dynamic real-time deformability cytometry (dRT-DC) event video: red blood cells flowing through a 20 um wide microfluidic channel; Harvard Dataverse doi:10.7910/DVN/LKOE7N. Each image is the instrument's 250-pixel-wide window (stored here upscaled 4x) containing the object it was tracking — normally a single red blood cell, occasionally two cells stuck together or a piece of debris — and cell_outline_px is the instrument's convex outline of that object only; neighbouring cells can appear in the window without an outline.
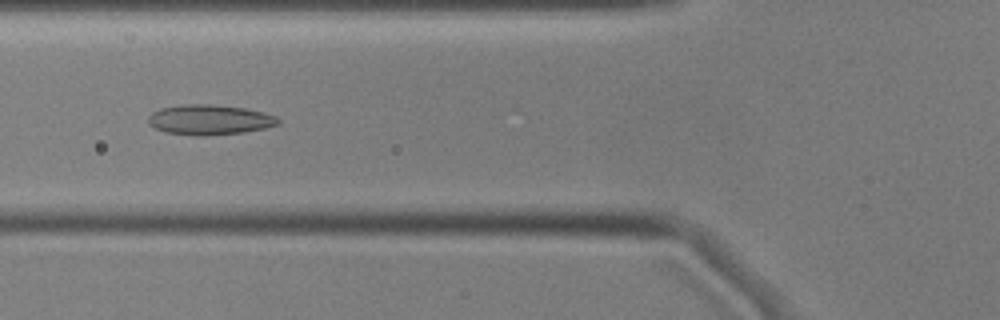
{"species": "common noctule bat (a hibernating species)", "species_latin": "Nyctalus noctula", "temperature_condition": "cold", "stored_images_in_passage": 55, "camera_frame_rate_fps": 3000, "um_per_image_px": 0.085, "animal": {"sex": "male", "body_mass_g": 17.9, "forearm_length_mm": 54.2}, "frame": {"image": 1, "passage_image": 20, "time_ms": 6.333, "image_size_px": [1000, 320], "cell_outline_px": [[280, 124], [264, 128], [244, 132], [204, 136], [196, 136], [164, 132], [148, 124], [148, 116], [152, 112], [160, 108], [180, 104], [212, 104], [244, 108], [264, 112], [276, 116], [280, 120]], "centroid_in_image_um": [17.8, 10.17], "position_along_channel_um": 108.0, "area_um2": 23.0}}
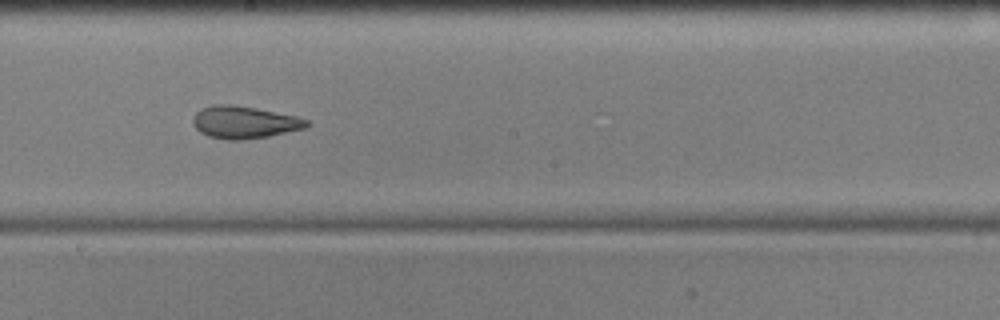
{"frame": {"image": 2, "passage_image": 30, "time_ms": 9.667, "image_size_px": [1000, 320], "cell_outline_px": [[308, 124], [304, 128], [268, 136], [240, 140], [228, 140], [208, 136], [200, 132], [192, 124], [192, 120], [196, 112], [200, 108], [212, 104], [232, 104], [256, 108], [300, 116], [308, 120]], "centroid_in_image_um": [20.74, 10.37], "position_along_channel_um": 227.5, "area_um2": 21.56}}
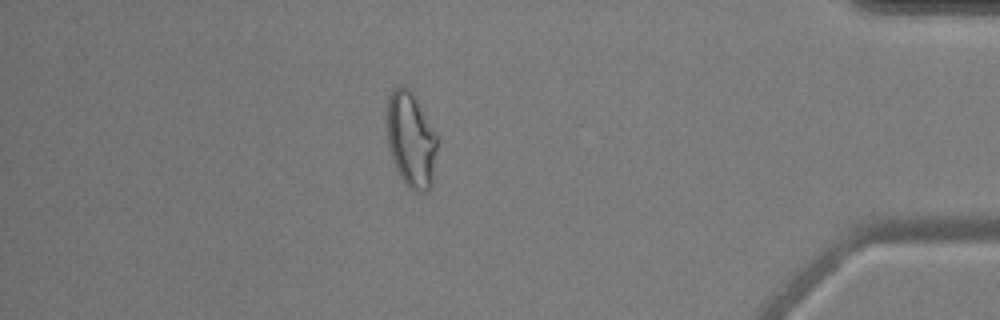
{"frame": {"image": 3, "passage_image": 48, "time_ms": 15.667, "image_size_px": [1000, 320], "cell_outline_px": [[440, 140], [432, 184], [424, 192], [412, 192], [408, 188], [400, 176], [392, 160], [388, 148], [388, 100], [392, 88], [408, 88], [412, 92], [436, 132]], "centroid_in_image_um": [34.98, 11.94], "position_along_channel_um": 400.2, "area_um2": 28.21}, "authors_computed_cell_mechanics": {"area_um2": 23.8136, "velocity_mm_per_s": 3.5763, "shape_relaxation_time_tau1_ms": 7.0194, "shape_relaxation_time_tau2_ms": 4.2155, "deformation_change_tau1": 0.1637, "deformation_change_tau2": 0.0896}}